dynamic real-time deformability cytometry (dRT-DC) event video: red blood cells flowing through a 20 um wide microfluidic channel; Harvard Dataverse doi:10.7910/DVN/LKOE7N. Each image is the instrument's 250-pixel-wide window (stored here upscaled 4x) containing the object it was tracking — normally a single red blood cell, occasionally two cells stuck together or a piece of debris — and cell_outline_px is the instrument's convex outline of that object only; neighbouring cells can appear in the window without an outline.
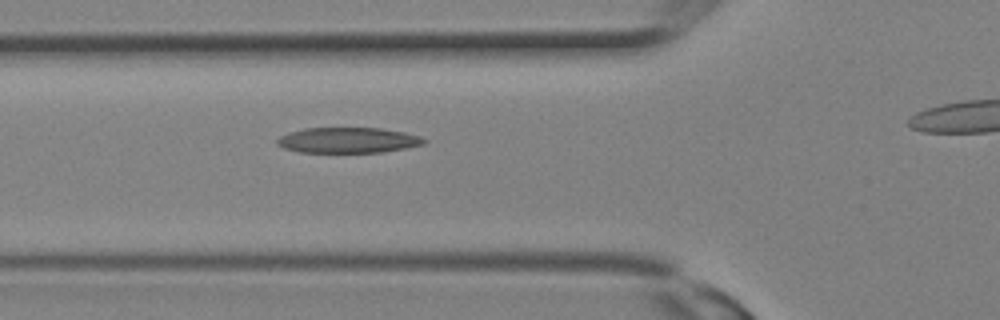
{"species": "Egyptian fruit bat (a non-hibernating species)", "species_latin": "Rousettus aegyptiacus", "temperature_condition": "room temperature", "stored_images_in_passage": 5, "camera_frame_rate_fps": 3000, "um_per_image_px": 0.085, "animal": {"sex": "female"}, "frame": {"image": 1, "passage_image": 3, "time_ms": 0.667, "image_size_px": [1000, 320], "cell_outline_px": [[428, 140], [424, 144], [384, 152], [300, 152], [284, 148], [276, 144], [276, 140], [280, 136], [288, 132], [308, 128], [380, 128], [404, 132], [420, 136]], "centroid_in_image_um": [29.58, 11.91], "position_along_channel_um": 96.2, "area_um2": 21.79}}
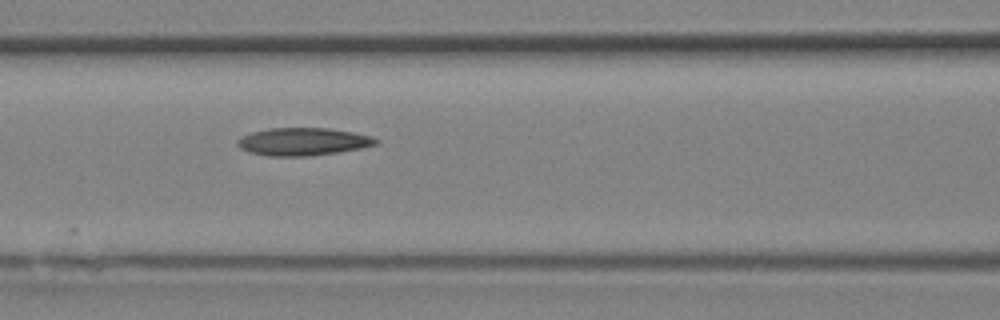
{"frame": {"image": 2, "passage_image": 5, "time_ms": 1.333, "image_size_px": [1000, 320], "cell_outline_px": [[380, 144], [360, 148], [336, 152], [308, 156], [268, 156], [248, 152], [240, 148], [236, 144], [236, 140], [240, 136], [252, 132], [268, 128], [328, 128], [352, 132], [372, 136], [380, 140]], "centroid_in_image_um": [25.73, 12.04], "position_along_channel_um": 140.9, "area_um2": 22.48}}